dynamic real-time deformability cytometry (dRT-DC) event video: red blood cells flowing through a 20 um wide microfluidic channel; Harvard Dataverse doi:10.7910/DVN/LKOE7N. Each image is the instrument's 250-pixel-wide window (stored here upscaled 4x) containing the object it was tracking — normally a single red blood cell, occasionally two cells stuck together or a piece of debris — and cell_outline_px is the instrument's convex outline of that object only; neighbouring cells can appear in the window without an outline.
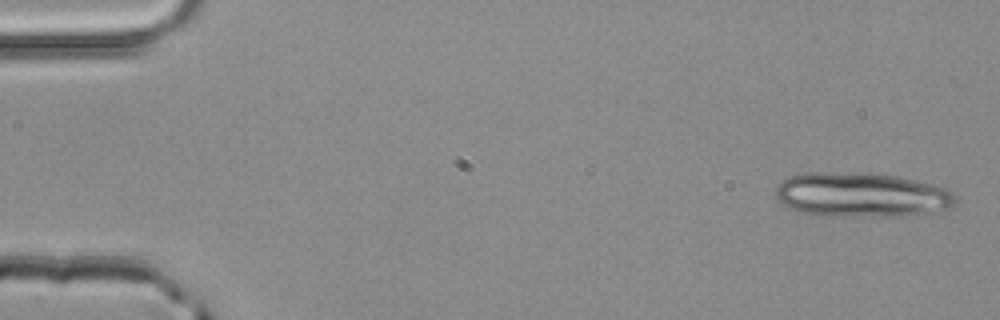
{"species": "common noctule bat (a hibernating species)", "species_latin": "Nyctalus noctula", "temperature_condition": "room temperature", "stored_images_in_passage": 3, "camera_frame_rate_fps": 3000, "um_per_image_px": 0.085, "animal": {"sex": "male", "body_mass_g": 20.4}, "frame": {"image": 1, "passage_image": 1, "time_ms": 0.0, "image_size_px": [1000, 320], "cell_outline_px": [[956, 204], [948, 208], [936, 212], [904, 216], [816, 216], [800, 212], [788, 208], [776, 200], [776, 184], [788, 176], [808, 172], [864, 172], [896, 176], [916, 180], [932, 184], [944, 188], [952, 192], [956, 196]], "centroid_in_image_um": [73.18, 16.57], "position_along_channel_um": 11.8, "area_um2": 47.51}}